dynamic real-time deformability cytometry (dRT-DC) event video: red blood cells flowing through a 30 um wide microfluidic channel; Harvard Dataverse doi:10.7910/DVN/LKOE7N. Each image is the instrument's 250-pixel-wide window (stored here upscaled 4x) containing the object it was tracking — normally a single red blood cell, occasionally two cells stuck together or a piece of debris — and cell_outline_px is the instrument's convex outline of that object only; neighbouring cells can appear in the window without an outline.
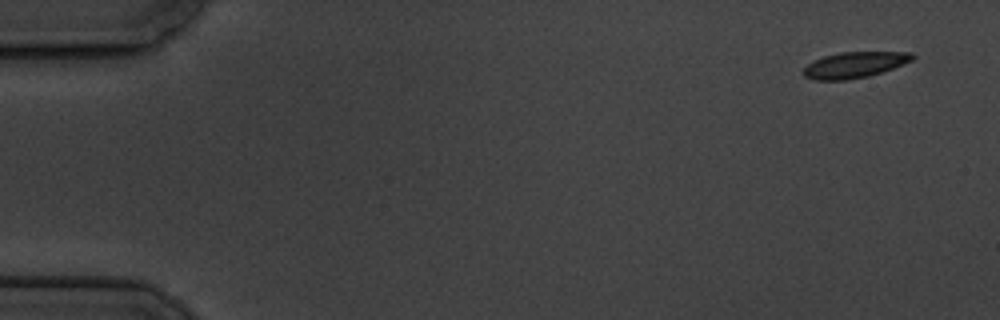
{"species": "common noctule bat (a hibernating species)", "species_latin": "Nyctalus noctula", "temperature_condition": "cold", "stored_images_in_passage": 12, "camera_frame_rate_fps": 3000, "um_per_image_px": 0.085, "animal": {"sex": "male", "body_mass_g": 19.5, "forearm_length_mm": 54.6}, "frame": {"image": 1, "passage_image": 1, "time_ms": 0.0, "image_size_px": [1000, 320], "cell_outline_px": [[916, 56], [912, 60], [892, 68], [868, 76], [844, 80], [816, 80], [804, 76], [800, 72], [812, 60], [824, 56], [840, 52], [912, 52]], "centroid_in_image_um": [72.59, 5.51], "position_along_channel_um": 12.4, "area_um2": 16.42}}
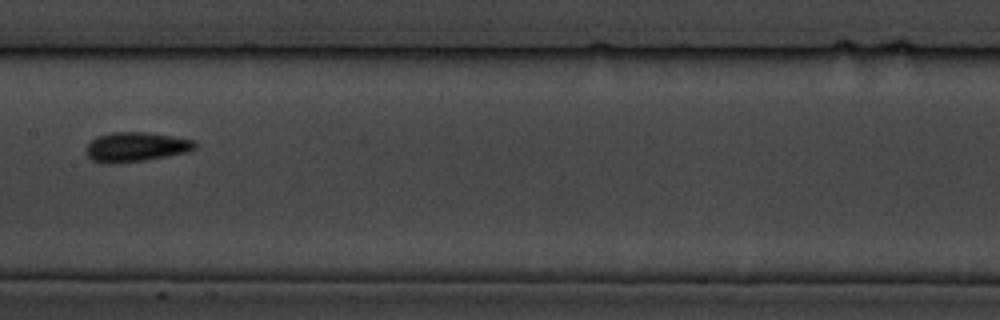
{"frame": {"image": 2, "passage_image": 8, "time_ms": 9.0, "image_size_px": [1000, 320], "cell_outline_px": [[196, 148], [188, 152], [144, 160], [112, 164], [104, 164], [92, 160], [84, 152], [84, 148], [96, 136], [112, 132], [144, 132], [172, 136], [196, 140]], "centroid_in_image_um": [11.51, 12.49], "position_along_channel_um": 195.9, "area_um2": 18.9}}
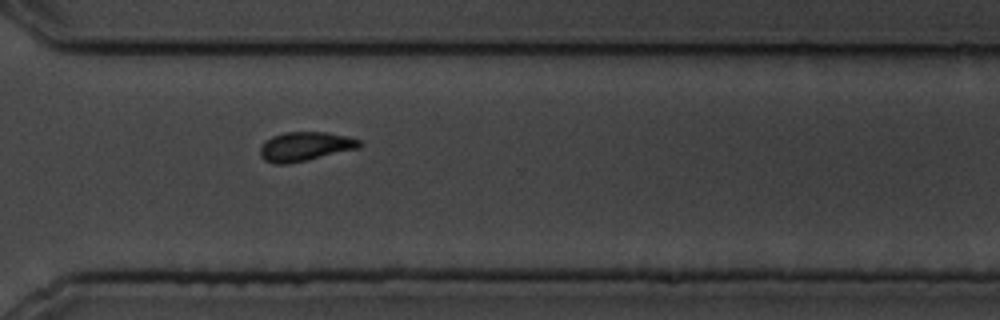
{"frame": {"image": 3, "passage_image": 12, "time_ms": 13.333, "image_size_px": [1000, 320], "cell_outline_px": [[364, 144], [360, 148], [308, 160], [288, 164], [272, 164], [264, 160], [260, 156], [260, 148], [264, 140], [272, 136], [284, 132], [324, 132], [348, 136], [360, 140]], "centroid_in_image_um": [25.93, 12.45], "position_along_channel_um": 344.7, "area_um2": 17.17}}